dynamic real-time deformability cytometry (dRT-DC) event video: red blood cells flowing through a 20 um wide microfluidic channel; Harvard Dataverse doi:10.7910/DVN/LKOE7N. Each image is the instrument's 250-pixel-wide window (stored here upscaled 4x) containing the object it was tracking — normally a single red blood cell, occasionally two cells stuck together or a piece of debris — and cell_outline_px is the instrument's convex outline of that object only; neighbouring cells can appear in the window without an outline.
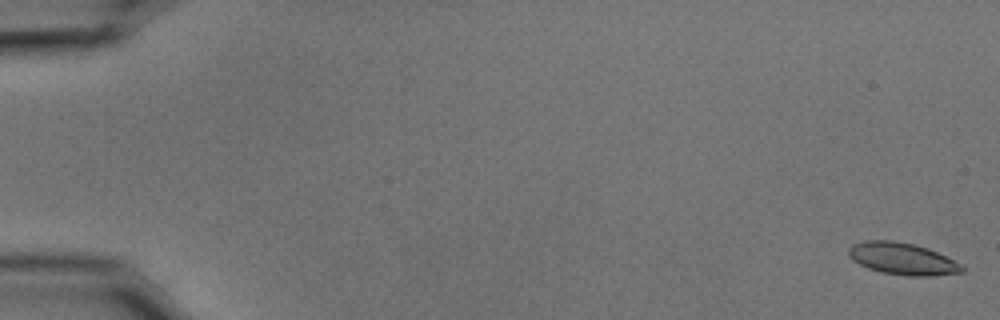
{"species": "common noctule bat (a hibernating species)", "species_latin": "Nyctalus noctula", "temperature_condition": "cold", "stored_images_in_passage": 34, "camera_frame_rate_fps": 3000, "um_per_image_px": 0.085, "animal": {"sex": "male", "body_mass_g": 15.6}, "frame": {"image": 1, "passage_image": 1, "time_ms": 0.0, "image_size_px": [1000, 320], "cell_outline_px": [[964, 272], [932, 276], [908, 276], [884, 272], [868, 268], [852, 260], [848, 256], [848, 248], [852, 244], [864, 240], [892, 240], [916, 244], [928, 248], [964, 264]], "centroid_in_image_um": [76.73, 21.98], "position_along_channel_um": 8.3, "area_um2": 21.39}}
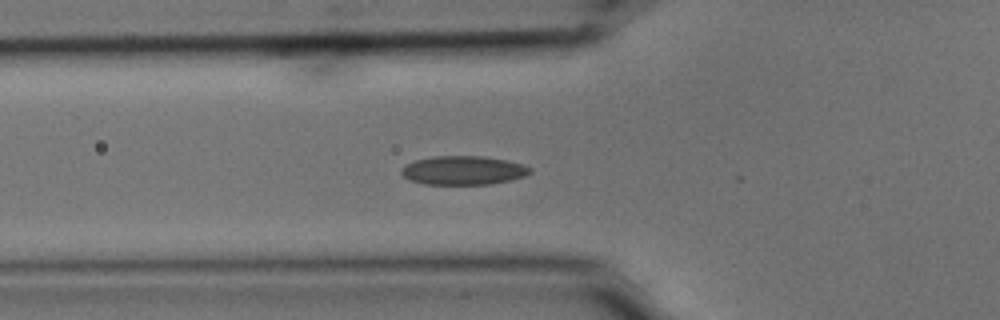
{"frame": {"image": 2, "passage_image": 20, "time_ms": 6.333, "image_size_px": [1000, 320], "cell_outline_px": [[532, 172], [524, 176], [492, 184], [424, 184], [408, 180], [400, 172], [404, 164], [416, 160], [432, 156], [484, 156], [508, 160], [524, 164], [532, 168]], "centroid_in_image_um": [39.38, 14.47], "position_along_channel_um": 86.4, "area_um2": 21.79}}
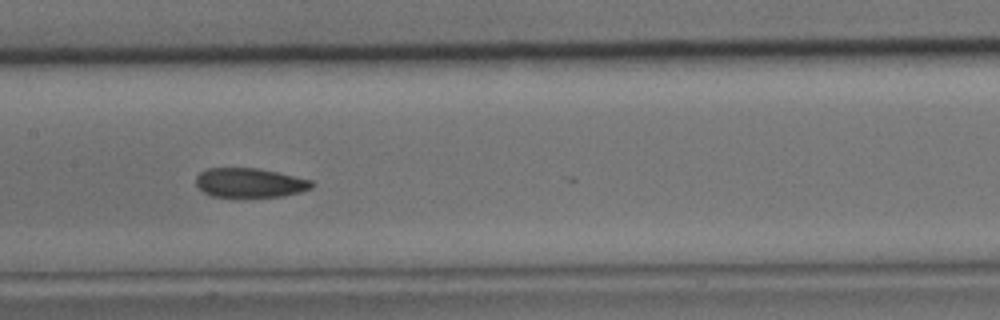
{"frame": {"image": 3, "passage_image": 28, "time_ms": 9.0, "image_size_px": [1000, 320], "cell_outline_px": [[312, 188], [300, 192], [280, 196], [212, 196], [204, 192], [196, 184], [196, 176], [200, 172], [208, 168], [256, 168], [276, 172], [312, 180]], "centroid_in_image_um": [21.21, 15.52], "position_along_channel_um": 186.2, "area_um2": 19.42}}